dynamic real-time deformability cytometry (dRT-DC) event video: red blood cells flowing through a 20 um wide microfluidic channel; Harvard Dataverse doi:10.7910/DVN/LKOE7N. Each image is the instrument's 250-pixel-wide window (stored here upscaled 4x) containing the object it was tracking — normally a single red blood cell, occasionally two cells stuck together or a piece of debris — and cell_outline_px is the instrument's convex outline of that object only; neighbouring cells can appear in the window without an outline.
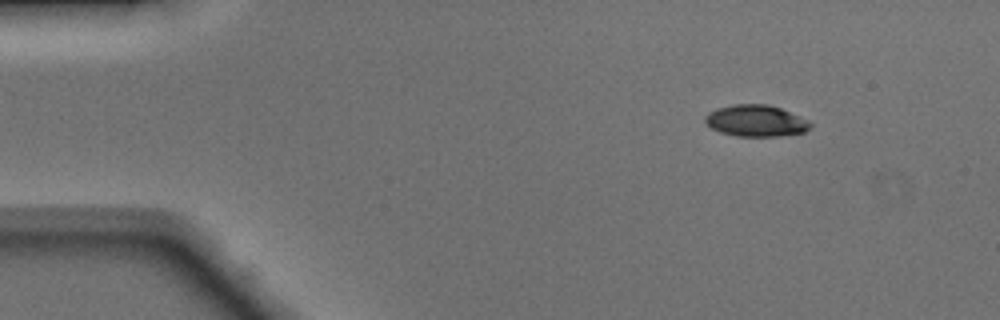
{"species": "Egyptian fruit bat (a non-hibernating species)", "species_latin": "Rousettus aegyptiacus", "temperature_condition": "warm", "stored_images_in_passage": 47, "camera_frame_rate_fps": 3000, "um_per_image_px": 0.085, "animal": {"sex": "male"}, "frame": {"image": 1, "passage_image": 5, "time_ms": 1.333, "image_size_px": [1000, 320], "cell_outline_px": [[812, 124], [804, 132], [780, 136], [736, 136], [720, 132], [712, 128], [704, 120], [704, 116], [708, 112], [716, 108], [732, 104], [768, 104], [780, 108], [808, 120]], "centroid_in_image_um": [64.22, 10.26], "position_along_channel_um": 20.8, "area_um2": 19.31}}
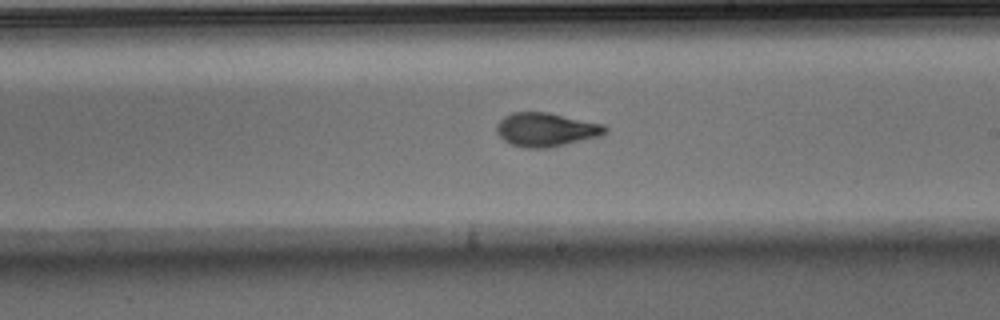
{"frame": {"image": 2, "passage_image": 27, "time_ms": 8.667, "image_size_px": [1000, 320], "cell_outline_px": [[608, 132], [600, 136], [548, 148], [524, 148], [512, 144], [504, 140], [496, 132], [496, 124], [504, 116], [512, 112], [548, 112], [604, 124], [608, 128]], "centroid_in_image_um": [46.42, 11.01], "position_along_channel_um": 242.6, "area_um2": 21.44}}
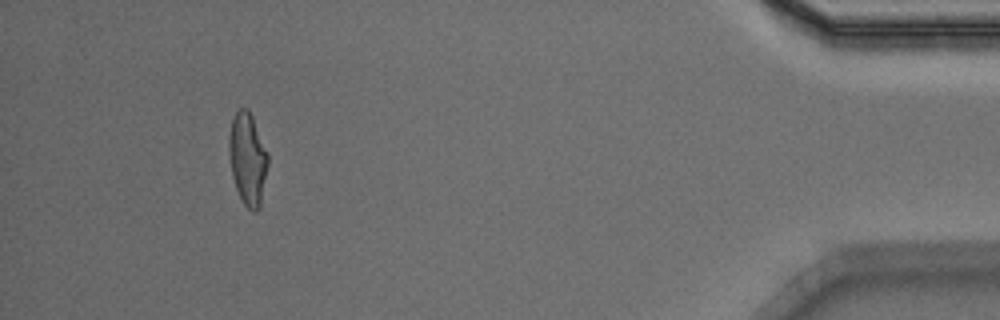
{"frame": {"image": 3, "passage_image": 44, "time_ms": 14.333, "image_size_px": [1000, 320], "cell_outline_px": [[268, 164], [260, 208], [256, 212], [252, 212], [244, 204], [236, 188], [232, 176], [228, 152], [228, 140], [232, 120], [236, 112], [240, 108], [248, 108], [252, 116], [268, 152]], "centroid_in_image_um": [21.05, 13.51], "position_along_channel_um": 414.1, "area_um2": 21.04}, "authors_computed_cell_mechanics": {"area_um2": 20.6924, "velocity_mm_per_s": 4.1535, "shape_relaxation_time_tau1_ms": 4.1243, "shape_relaxation_time_tau2_ms": 1.369, "deformation_change_tau1": 0.1893, "deformation_change_tau2": 0.08}}